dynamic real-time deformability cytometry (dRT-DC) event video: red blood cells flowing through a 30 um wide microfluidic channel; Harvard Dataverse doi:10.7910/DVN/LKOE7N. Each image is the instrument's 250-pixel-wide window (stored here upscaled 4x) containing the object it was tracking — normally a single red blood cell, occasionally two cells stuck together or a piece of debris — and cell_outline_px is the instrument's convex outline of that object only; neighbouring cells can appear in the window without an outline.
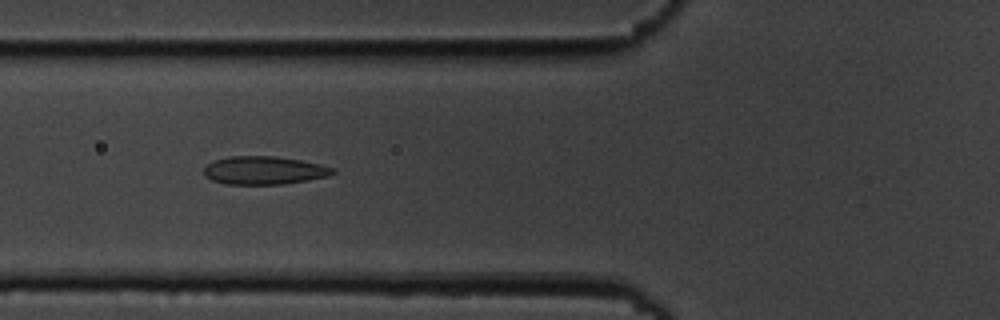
{"species": "common noctule bat (a hibernating species)", "species_latin": "Nyctalus noctula", "temperature_condition": "cold", "stored_images_in_passage": 7, "camera_frame_rate_fps": 3000, "um_per_image_px": 0.085, "animal": {"sex": "male", "body_mass_g": 19.5, "forearm_length_mm": 54.6}, "frame": {"image": 1, "passage_image": 6, "time_ms": 6.667, "image_size_px": [1000, 320], "cell_outline_px": [[336, 172], [328, 176], [308, 180], [284, 184], [224, 184], [212, 180], [204, 176], [204, 168], [212, 160], [228, 156], [276, 156], [300, 160], [320, 164], [336, 168]], "centroid_in_image_um": [22.44, 14.48], "position_along_channel_um": 103.4, "area_um2": 21.33}}
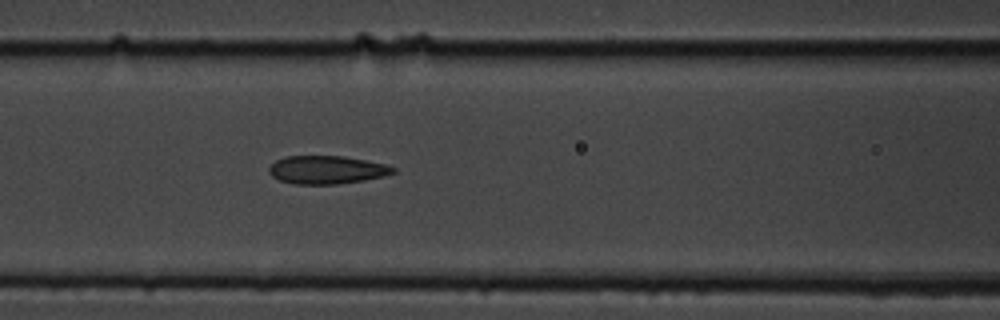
{"frame": {"image": 2, "passage_image": 7, "time_ms": 7.667, "image_size_px": [1000, 320], "cell_outline_px": [[396, 172], [384, 176], [364, 180], [336, 184], [292, 184], [280, 180], [272, 176], [268, 172], [268, 168], [276, 160], [284, 156], [344, 156], [384, 164], [396, 168]], "centroid_in_image_um": [27.75, 14.43], "position_along_channel_um": 138.8, "area_um2": 20.35}}